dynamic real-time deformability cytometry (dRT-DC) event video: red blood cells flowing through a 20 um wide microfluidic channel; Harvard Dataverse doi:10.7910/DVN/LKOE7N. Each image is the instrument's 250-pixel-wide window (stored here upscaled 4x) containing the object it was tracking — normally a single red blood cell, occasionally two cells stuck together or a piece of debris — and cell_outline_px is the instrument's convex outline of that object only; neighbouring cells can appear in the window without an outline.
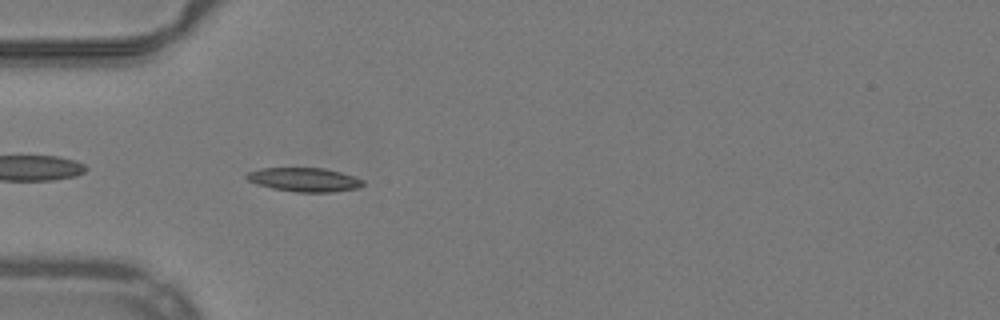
{"species": "common noctule bat (a hibernating species)", "species_latin": "Nyctalus noctula", "temperature_condition": "warm", "stored_images_in_passage": 38, "camera_frame_rate_fps": 3000, "um_per_image_px": 0.085, "animal": {"sex": "male", "body_mass_g": 19.2, "forearm_length_mm": 51.8}, "frame": {"image": 1, "passage_image": 2, "time_ms": 0.333, "image_size_px": [1000, 320], "cell_outline_px": [[364, 184], [360, 188], [332, 192], [296, 192], [272, 188], [256, 184], [248, 180], [244, 176], [248, 172], [260, 168], [324, 168], [340, 172], [364, 180]], "centroid_in_image_um": [25.86, 15.27], "position_along_channel_um": 59.1, "area_um2": 16.24}}
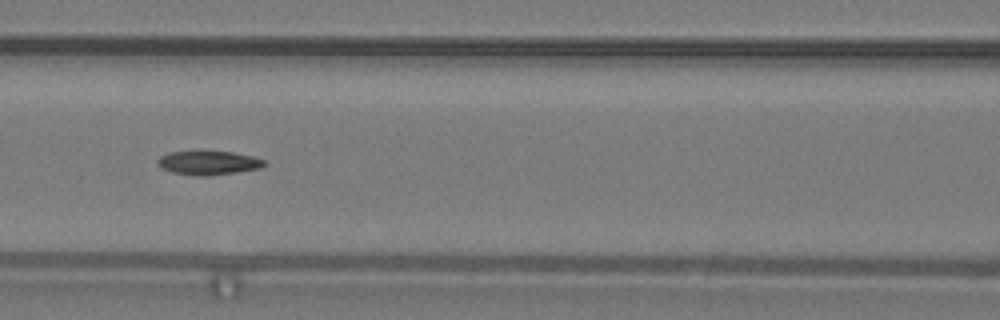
{"frame": {"image": 2, "passage_image": 9, "time_ms": 2.667, "image_size_px": [1000, 320], "cell_outline_px": [[264, 164], [260, 168], [236, 172], [208, 176], [196, 176], [172, 172], [156, 164], [156, 160], [160, 156], [168, 152], [200, 148], [232, 152], [252, 156], [264, 160]], "centroid_in_image_um": [17.64, 13.79], "position_along_channel_um": 149.0, "area_um2": 15.55}}
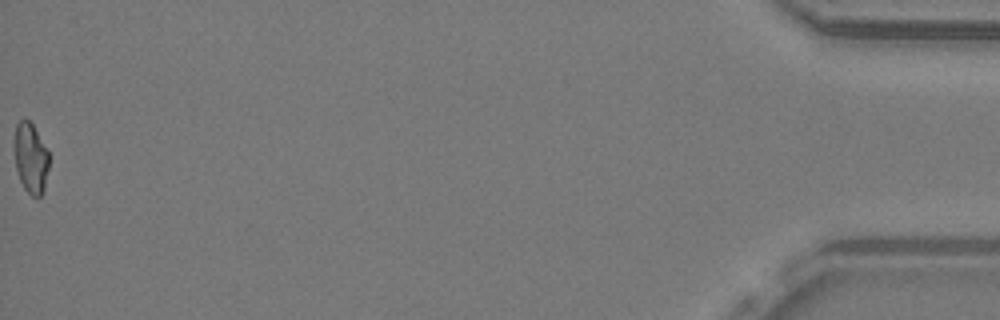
{"frame": {"image": 3, "passage_image": 38, "time_ms": 12.333, "image_size_px": [1000, 320], "cell_outline_px": [[48, 168], [44, 192], [36, 200], [24, 188], [20, 180], [16, 168], [12, 148], [12, 140], [16, 124], [24, 116], [32, 124], [48, 152]], "centroid_in_image_um": [2.56, 13.43], "position_along_channel_um": 432.6, "area_um2": 14.62}, "authors_computed_cell_mechanics": {"area_um2": 15.028, "velocity_mm_per_s": 3.9941, "shape_relaxation_time_tau1_ms": null, "shape_relaxation_time_tau2_ms": 5.463, "deformation_change_tau1": null, "deformation_change_tau2": 0.1177}}